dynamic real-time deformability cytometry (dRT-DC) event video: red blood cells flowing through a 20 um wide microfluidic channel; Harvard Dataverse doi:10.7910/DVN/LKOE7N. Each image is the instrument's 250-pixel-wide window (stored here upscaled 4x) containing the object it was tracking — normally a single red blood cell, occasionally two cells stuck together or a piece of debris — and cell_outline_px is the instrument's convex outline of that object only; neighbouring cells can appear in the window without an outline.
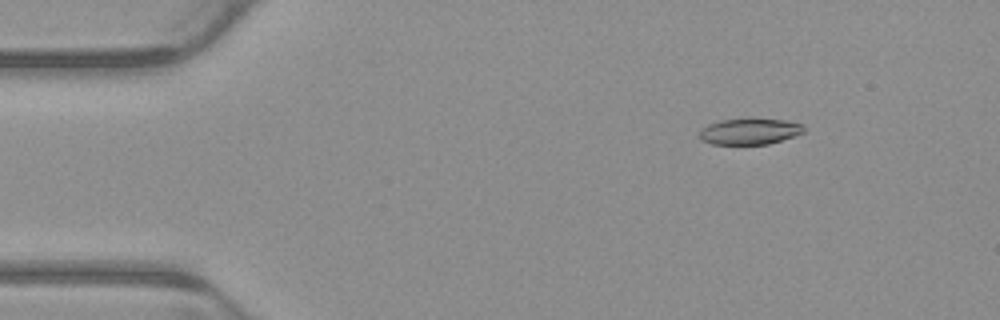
{"species": "common noctule bat (a hibernating species)", "species_latin": "Nyctalus noctula", "temperature_condition": "warm", "stored_images_in_passage": 3, "camera_frame_rate_fps": 3000, "um_per_image_px": 0.085, "animal": {"sex": "male", "body_mass_g": 23.1, "forearm_length_mm": 52.7}, "frame": {"image": 1, "passage_image": 1, "time_ms": 0.0, "image_size_px": [1000, 320], "cell_outline_px": [[804, 132], [768, 144], [712, 144], [700, 140], [700, 132], [708, 124], [720, 120], [784, 120], [804, 124]], "centroid_in_image_um": [63.71, 11.19], "position_along_channel_um": 21.3, "area_um2": 15.37}}
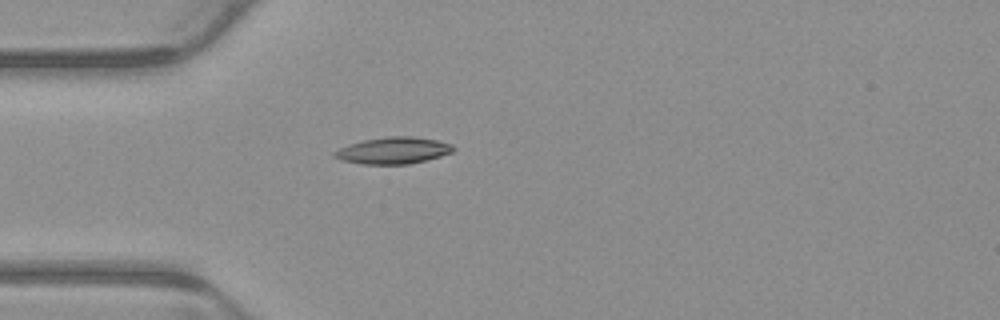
{"frame": {"image": 2, "passage_image": 3, "time_ms": 0.667, "image_size_px": [1000, 320], "cell_outline_px": [[456, 148], [452, 152], [440, 156], [408, 164], [364, 164], [340, 160], [332, 156], [332, 152], [340, 148], [364, 140], [388, 136], [412, 136], [436, 140], [452, 144]], "centroid_in_image_um": [33.42, 12.79], "position_along_channel_um": 51.6, "area_um2": 18.32}}